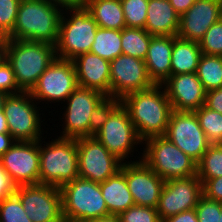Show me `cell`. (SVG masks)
<instances>
[{
	"instance_id": "cell-35",
	"label": "cell",
	"mask_w": 222,
	"mask_h": 222,
	"mask_svg": "<svg viewBox=\"0 0 222 222\" xmlns=\"http://www.w3.org/2000/svg\"><path fill=\"white\" fill-rule=\"evenodd\" d=\"M21 0H0V35L8 36L14 29Z\"/></svg>"
},
{
	"instance_id": "cell-20",
	"label": "cell",
	"mask_w": 222,
	"mask_h": 222,
	"mask_svg": "<svg viewBox=\"0 0 222 222\" xmlns=\"http://www.w3.org/2000/svg\"><path fill=\"white\" fill-rule=\"evenodd\" d=\"M222 18V0H196L179 19L177 37L197 41Z\"/></svg>"
},
{
	"instance_id": "cell-30",
	"label": "cell",
	"mask_w": 222,
	"mask_h": 222,
	"mask_svg": "<svg viewBox=\"0 0 222 222\" xmlns=\"http://www.w3.org/2000/svg\"><path fill=\"white\" fill-rule=\"evenodd\" d=\"M197 175L202 184L222 176V144H211L197 163Z\"/></svg>"
},
{
	"instance_id": "cell-24",
	"label": "cell",
	"mask_w": 222,
	"mask_h": 222,
	"mask_svg": "<svg viewBox=\"0 0 222 222\" xmlns=\"http://www.w3.org/2000/svg\"><path fill=\"white\" fill-rule=\"evenodd\" d=\"M100 189L111 215H120L135 205L125 178V162L119 171L100 183Z\"/></svg>"
},
{
	"instance_id": "cell-50",
	"label": "cell",
	"mask_w": 222,
	"mask_h": 222,
	"mask_svg": "<svg viewBox=\"0 0 222 222\" xmlns=\"http://www.w3.org/2000/svg\"><path fill=\"white\" fill-rule=\"evenodd\" d=\"M219 222H222V211H221V215H220V221Z\"/></svg>"
},
{
	"instance_id": "cell-11",
	"label": "cell",
	"mask_w": 222,
	"mask_h": 222,
	"mask_svg": "<svg viewBox=\"0 0 222 222\" xmlns=\"http://www.w3.org/2000/svg\"><path fill=\"white\" fill-rule=\"evenodd\" d=\"M154 85L144 60L120 54L110 61L109 101H120L130 93L147 90Z\"/></svg>"
},
{
	"instance_id": "cell-28",
	"label": "cell",
	"mask_w": 222,
	"mask_h": 222,
	"mask_svg": "<svg viewBox=\"0 0 222 222\" xmlns=\"http://www.w3.org/2000/svg\"><path fill=\"white\" fill-rule=\"evenodd\" d=\"M152 36L145 29L125 27L121 30L123 54L145 60Z\"/></svg>"
},
{
	"instance_id": "cell-5",
	"label": "cell",
	"mask_w": 222,
	"mask_h": 222,
	"mask_svg": "<svg viewBox=\"0 0 222 222\" xmlns=\"http://www.w3.org/2000/svg\"><path fill=\"white\" fill-rule=\"evenodd\" d=\"M62 134L57 137L78 139L93 136L96 130L99 115L109 103L103 93L83 87H77L66 99Z\"/></svg>"
},
{
	"instance_id": "cell-18",
	"label": "cell",
	"mask_w": 222,
	"mask_h": 222,
	"mask_svg": "<svg viewBox=\"0 0 222 222\" xmlns=\"http://www.w3.org/2000/svg\"><path fill=\"white\" fill-rule=\"evenodd\" d=\"M125 178L135 205L157 208L165 181L141 158L125 162Z\"/></svg>"
},
{
	"instance_id": "cell-34",
	"label": "cell",
	"mask_w": 222,
	"mask_h": 222,
	"mask_svg": "<svg viewBox=\"0 0 222 222\" xmlns=\"http://www.w3.org/2000/svg\"><path fill=\"white\" fill-rule=\"evenodd\" d=\"M198 43L202 53L222 56V18L207 30Z\"/></svg>"
},
{
	"instance_id": "cell-8",
	"label": "cell",
	"mask_w": 222,
	"mask_h": 222,
	"mask_svg": "<svg viewBox=\"0 0 222 222\" xmlns=\"http://www.w3.org/2000/svg\"><path fill=\"white\" fill-rule=\"evenodd\" d=\"M64 10L70 14L69 19L65 18ZM97 28V23L84 6L63 8L55 45L57 58L73 60L80 54L90 52Z\"/></svg>"
},
{
	"instance_id": "cell-37",
	"label": "cell",
	"mask_w": 222,
	"mask_h": 222,
	"mask_svg": "<svg viewBox=\"0 0 222 222\" xmlns=\"http://www.w3.org/2000/svg\"><path fill=\"white\" fill-rule=\"evenodd\" d=\"M121 222H162L156 208L131 206L119 215Z\"/></svg>"
},
{
	"instance_id": "cell-21",
	"label": "cell",
	"mask_w": 222,
	"mask_h": 222,
	"mask_svg": "<svg viewBox=\"0 0 222 222\" xmlns=\"http://www.w3.org/2000/svg\"><path fill=\"white\" fill-rule=\"evenodd\" d=\"M79 87L94 89L110 97V61L91 52L72 60Z\"/></svg>"
},
{
	"instance_id": "cell-1",
	"label": "cell",
	"mask_w": 222,
	"mask_h": 222,
	"mask_svg": "<svg viewBox=\"0 0 222 222\" xmlns=\"http://www.w3.org/2000/svg\"><path fill=\"white\" fill-rule=\"evenodd\" d=\"M120 102L127 109L137 135L143 142L153 136L165 135L173 110L162 85L130 93Z\"/></svg>"
},
{
	"instance_id": "cell-42",
	"label": "cell",
	"mask_w": 222,
	"mask_h": 222,
	"mask_svg": "<svg viewBox=\"0 0 222 222\" xmlns=\"http://www.w3.org/2000/svg\"><path fill=\"white\" fill-rule=\"evenodd\" d=\"M162 222H198V218L195 209H191L178 213L177 215L170 216Z\"/></svg>"
},
{
	"instance_id": "cell-13",
	"label": "cell",
	"mask_w": 222,
	"mask_h": 222,
	"mask_svg": "<svg viewBox=\"0 0 222 222\" xmlns=\"http://www.w3.org/2000/svg\"><path fill=\"white\" fill-rule=\"evenodd\" d=\"M164 136L196 163L211 145L195 112L172 111Z\"/></svg>"
},
{
	"instance_id": "cell-45",
	"label": "cell",
	"mask_w": 222,
	"mask_h": 222,
	"mask_svg": "<svg viewBox=\"0 0 222 222\" xmlns=\"http://www.w3.org/2000/svg\"><path fill=\"white\" fill-rule=\"evenodd\" d=\"M51 3L61 6L62 8L83 7L87 0H49Z\"/></svg>"
},
{
	"instance_id": "cell-9",
	"label": "cell",
	"mask_w": 222,
	"mask_h": 222,
	"mask_svg": "<svg viewBox=\"0 0 222 222\" xmlns=\"http://www.w3.org/2000/svg\"><path fill=\"white\" fill-rule=\"evenodd\" d=\"M144 141L141 159L164 181L197 174V163L165 136H153Z\"/></svg>"
},
{
	"instance_id": "cell-7",
	"label": "cell",
	"mask_w": 222,
	"mask_h": 222,
	"mask_svg": "<svg viewBox=\"0 0 222 222\" xmlns=\"http://www.w3.org/2000/svg\"><path fill=\"white\" fill-rule=\"evenodd\" d=\"M59 189L64 222H88L110 215L100 183L77 177Z\"/></svg>"
},
{
	"instance_id": "cell-10",
	"label": "cell",
	"mask_w": 222,
	"mask_h": 222,
	"mask_svg": "<svg viewBox=\"0 0 222 222\" xmlns=\"http://www.w3.org/2000/svg\"><path fill=\"white\" fill-rule=\"evenodd\" d=\"M38 103L33 99L30 92L7 95L3 104V111L9 133L15 141L31 142L42 139L41 123L43 121H41L42 117L39 113L40 108L37 107Z\"/></svg>"
},
{
	"instance_id": "cell-2",
	"label": "cell",
	"mask_w": 222,
	"mask_h": 222,
	"mask_svg": "<svg viewBox=\"0 0 222 222\" xmlns=\"http://www.w3.org/2000/svg\"><path fill=\"white\" fill-rule=\"evenodd\" d=\"M63 8L49 0H21L11 40H30L56 45Z\"/></svg>"
},
{
	"instance_id": "cell-29",
	"label": "cell",
	"mask_w": 222,
	"mask_h": 222,
	"mask_svg": "<svg viewBox=\"0 0 222 222\" xmlns=\"http://www.w3.org/2000/svg\"><path fill=\"white\" fill-rule=\"evenodd\" d=\"M205 91L222 87V56L202 53L196 71Z\"/></svg>"
},
{
	"instance_id": "cell-46",
	"label": "cell",
	"mask_w": 222,
	"mask_h": 222,
	"mask_svg": "<svg viewBox=\"0 0 222 222\" xmlns=\"http://www.w3.org/2000/svg\"><path fill=\"white\" fill-rule=\"evenodd\" d=\"M8 45L7 36L0 35V64L6 60V50Z\"/></svg>"
},
{
	"instance_id": "cell-25",
	"label": "cell",
	"mask_w": 222,
	"mask_h": 222,
	"mask_svg": "<svg viewBox=\"0 0 222 222\" xmlns=\"http://www.w3.org/2000/svg\"><path fill=\"white\" fill-rule=\"evenodd\" d=\"M84 7L100 28L122 30L126 27L120 0H87Z\"/></svg>"
},
{
	"instance_id": "cell-12",
	"label": "cell",
	"mask_w": 222,
	"mask_h": 222,
	"mask_svg": "<svg viewBox=\"0 0 222 222\" xmlns=\"http://www.w3.org/2000/svg\"><path fill=\"white\" fill-rule=\"evenodd\" d=\"M15 194L32 222H64L58 187L34 184L18 186Z\"/></svg>"
},
{
	"instance_id": "cell-14",
	"label": "cell",
	"mask_w": 222,
	"mask_h": 222,
	"mask_svg": "<svg viewBox=\"0 0 222 222\" xmlns=\"http://www.w3.org/2000/svg\"><path fill=\"white\" fill-rule=\"evenodd\" d=\"M78 87L72 60L56 58L39 77L30 94L35 101H66Z\"/></svg>"
},
{
	"instance_id": "cell-43",
	"label": "cell",
	"mask_w": 222,
	"mask_h": 222,
	"mask_svg": "<svg viewBox=\"0 0 222 222\" xmlns=\"http://www.w3.org/2000/svg\"><path fill=\"white\" fill-rule=\"evenodd\" d=\"M175 12L181 16L187 12L196 0H169Z\"/></svg>"
},
{
	"instance_id": "cell-23",
	"label": "cell",
	"mask_w": 222,
	"mask_h": 222,
	"mask_svg": "<svg viewBox=\"0 0 222 222\" xmlns=\"http://www.w3.org/2000/svg\"><path fill=\"white\" fill-rule=\"evenodd\" d=\"M180 16L169 0H149L145 30L153 35L177 36Z\"/></svg>"
},
{
	"instance_id": "cell-16",
	"label": "cell",
	"mask_w": 222,
	"mask_h": 222,
	"mask_svg": "<svg viewBox=\"0 0 222 222\" xmlns=\"http://www.w3.org/2000/svg\"><path fill=\"white\" fill-rule=\"evenodd\" d=\"M39 161V141H15L0 157L1 166L16 187L39 184Z\"/></svg>"
},
{
	"instance_id": "cell-47",
	"label": "cell",
	"mask_w": 222,
	"mask_h": 222,
	"mask_svg": "<svg viewBox=\"0 0 222 222\" xmlns=\"http://www.w3.org/2000/svg\"><path fill=\"white\" fill-rule=\"evenodd\" d=\"M88 222H121L119 215H108L105 217L90 220Z\"/></svg>"
},
{
	"instance_id": "cell-48",
	"label": "cell",
	"mask_w": 222,
	"mask_h": 222,
	"mask_svg": "<svg viewBox=\"0 0 222 222\" xmlns=\"http://www.w3.org/2000/svg\"><path fill=\"white\" fill-rule=\"evenodd\" d=\"M0 133H9L8 123L4 111L0 112Z\"/></svg>"
},
{
	"instance_id": "cell-3",
	"label": "cell",
	"mask_w": 222,
	"mask_h": 222,
	"mask_svg": "<svg viewBox=\"0 0 222 222\" xmlns=\"http://www.w3.org/2000/svg\"><path fill=\"white\" fill-rule=\"evenodd\" d=\"M56 58L55 45L8 39L6 61L11 65L16 84L22 92H30Z\"/></svg>"
},
{
	"instance_id": "cell-27",
	"label": "cell",
	"mask_w": 222,
	"mask_h": 222,
	"mask_svg": "<svg viewBox=\"0 0 222 222\" xmlns=\"http://www.w3.org/2000/svg\"><path fill=\"white\" fill-rule=\"evenodd\" d=\"M90 52L108 61H112L120 54H123L121 30L98 27Z\"/></svg>"
},
{
	"instance_id": "cell-33",
	"label": "cell",
	"mask_w": 222,
	"mask_h": 222,
	"mask_svg": "<svg viewBox=\"0 0 222 222\" xmlns=\"http://www.w3.org/2000/svg\"><path fill=\"white\" fill-rule=\"evenodd\" d=\"M0 222H32L15 193L0 202Z\"/></svg>"
},
{
	"instance_id": "cell-15",
	"label": "cell",
	"mask_w": 222,
	"mask_h": 222,
	"mask_svg": "<svg viewBox=\"0 0 222 222\" xmlns=\"http://www.w3.org/2000/svg\"><path fill=\"white\" fill-rule=\"evenodd\" d=\"M79 177L102 183L120 170L122 162L94 136L76 139Z\"/></svg>"
},
{
	"instance_id": "cell-39",
	"label": "cell",
	"mask_w": 222,
	"mask_h": 222,
	"mask_svg": "<svg viewBox=\"0 0 222 222\" xmlns=\"http://www.w3.org/2000/svg\"><path fill=\"white\" fill-rule=\"evenodd\" d=\"M202 191L208 199L222 202V176L206 180L202 184Z\"/></svg>"
},
{
	"instance_id": "cell-31",
	"label": "cell",
	"mask_w": 222,
	"mask_h": 222,
	"mask_svg": "<svg viewBox=\"0 0 222 222\" xmlns=\"http://www.w3.org/2000/svg\"><path fill=\"white\" fill-rule=\"evenodd\" d=\"M198 122L210 144H222V114L201 106L195 111Z\"/></svg>"
},
{
	"instance_id": "cell-38",
	"label": "cell",
	"mask_w": 222,
	"mask_h": 222,
	"mask_svg": "<svg viewBox=\"0 0 222 222\" xmlns=\"http://www.w3.org/2000/svg\"><path fill=\"white\" fill-rule=\"evenodd\" d=\"M0 92L6 95L22 92L16 84L12 67L6 60L0 64Z\"/></svg>"
},
{
	"instance_id": "cell-4",
	"label": "cell",
	"mask_w": 222,
	"mask_h": 222,
	"mask_svg": "<svg viewBox=\"0 0 222 222\" xmlns=\"http://www.w3.org/2000/svg\"><path fill=\"white\" fill-rule=\"evenodd\" d=\"M122 163L142 144L127 109L120 101H109L102 109L93 135Z\"/></svg>"
},
{
	"instance_id": "cell-36",
	"label": "cell",
	"mask_w": 222,
	"mask_h": 222,
	"mask_svg": "<svg viewBox=\"0 0 222 222\" xmlns=\"http://www.w3.org/2000/svg\"><path fill=\"white\" fill-rule=\"evenodd\" d=\"M198 222H219L222 202L208 199L202 195L195 207Z\"/></svg>"
},
{
	"instance_id": "cell-41",
	"label": "cell",
	"mask_w": 222,
	"mask_h": 222,
	"mask_svg": "<svg viewBox=\"0 0 222 222\" xmlns=\"http://www.w3.org/2000/svg\"><path fill=\"white\" fill-rule=\"evenodd\" d=\"M16 186L0 163V202L7 196L15 193Z\"/></svg>"
},
{
	"instance_id": "cell-6",
	"label": "cell",
	"mask_w": 222,
	"mask_h": 222,
	"mask_svg": "<svg viewBox=\"0 0 222 222\" xmlns=\"http://www.w3.org/2000/svg\"><path fill=\"white\" fill-rule=\"evenodd\" d=\"M41 142L40 139L39 184L60 188L79 177L76 139L58 137L44 146Z\"/></svg>"
},
{
	"instance_id": "cell-17",
	"label": "cell",
	"mask_w": 222,
	"mask_h": 222,
	"mask_svg": "<svg viewBox=\"0 0 222 222\" xmlns=\"http://www.w3.org/2000/svg\"><path fill=\"white\" fill-rule=\"evenodd\" d=\"M202 195V182L197 174L165 181L156 208L160 220L195 209Z\"/></svg>"
},
{
	"instance_id": "cell-40",
	"label": "cell",
	"mask_w": 222,
	"mask_h": 222,
	"mask_svg": "<svg viewBox=\"0 0 222 222\" xmlns=\"http://www.w3.org/2000/svg\"><path fill=\"white\" fill-rule=\"evenodd\" d=\"M204 105L207 108L222 114V87L207 91Z\"/></svg>"
},
{
	"instance_id": "cell-32",
	"label": "cell",
	"mask_w": 222,
	"mask_h": 222,
	"mask_svg": "<svg viewBox=\"0 0 222 222\" xmlns=\"http://www.w3.org/2000/svg\"><path fill=\"white\" fill-rule=\"evenodd\" d=\"M126 27L145 29L149 0H120Z\"/></svg>"
},
{
	"instance_id": "cell-22",
	"label": "cell",
	"mask_w": 222,
	"mask_h": 222,
	"mask_svg": "<svg viewBox=\"0 0 222 222\" xmlns=\"http://www.w3.org/2000/svg\"><path fill=\"white\" fill-rule=\"evenodd\" d=\"M174 36H152L145 57L149 78L155 85H162L171 76V56Z\"/></svg>"
},
{
	"instance_id": "cell-26",
	"label": "cell",
	"mask_w": 222,
	"mask_h": 222,
	"mask_svg": "<svg viewBox=\"0 0 222 222\" xmlns=\"http://www.w3.org/2000/svg\"><path fill=\"white\" fill-rule=\"evenodd\" d=\"M202 51L197 41L184 40L174 36L171 75L196 73Z\"/></svg>"
},
{
	"instance_id": "cell-49",
	"label": "cell",
	"mask_w": 222,
	"mask_h": 222,
	"mask_svg": "<svg viewBox=\"0 0 222 222\" xmlns=\"http://www.w3.org/2000/svg\"><path fill=\"white\" fill-rule=\"evenodd\" d=\"M6 97H7L6 94L0 92V112L3 111V104H4Z\"/></svg>"
},
{
	"instance_id": "cell-44",
	"label": "cell",
	"mask_w": 222,
	"mask_h": 222,
	"mask_svg": "<svg viewBox=\"0 0 222 222\" xmlns=\"http://www.w3.org/2000/svg\"><path fill=\"white\" fill-rule=\"evenodd\" d=\"M15 140L10 133H0V157L11 148Z\"/></svg>"
},
{
	"instance_id": "cell-19",
	"label": "cell",
	"mask_w": 222,
	"mask_h": 222,
	"mask_svg": "<svg viewBox=\"0 0 222 222\" xmlns=\"http://www.w3.org/2000/svg\"><path fill=\"white\" fill-rule=\"evenodd\" d=\"M162 86L173 111L195 112L205 104L206 91L196 73L171 75Z\"/></svg>"
}]
</instances>
